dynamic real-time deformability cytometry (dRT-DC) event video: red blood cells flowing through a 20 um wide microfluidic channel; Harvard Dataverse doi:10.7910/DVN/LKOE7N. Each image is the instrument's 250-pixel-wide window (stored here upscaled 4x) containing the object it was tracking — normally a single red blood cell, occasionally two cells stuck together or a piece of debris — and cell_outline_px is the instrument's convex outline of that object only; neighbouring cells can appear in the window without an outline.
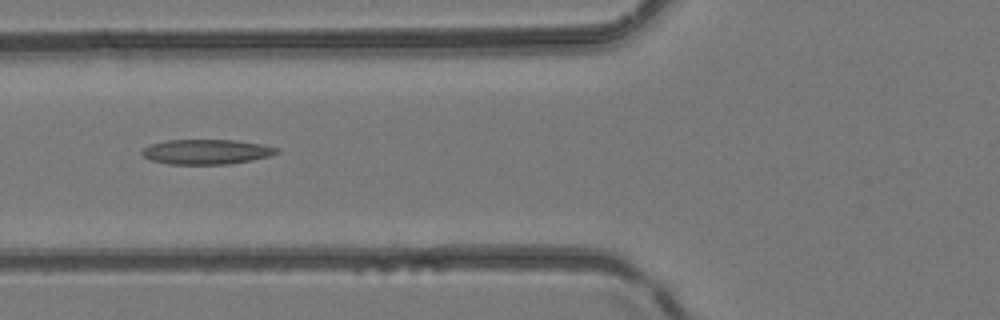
{"species": "common noctule bat (a hibernating species)", "species_latin": "Nyctalus noctula", "temperature_condition": "room temperature", "stored_images_in_passage": 4, "camera_frame_rate_fps": 3000, "um_per_image_px": 0.085, "animal": {"sex": "female", "body_mass_g": 24.6, "forearm_length_mm": 56.2}, "frame": {"image": 1, "passage_image": 4, "time_ms": 1.0, "image_size_px": [1000, 320], "cell_outline_px": [[280, 152], [268, 156], [252, 160], [228, 164], [168, 164], [152, 160], [144, 156], [140, 152], [144, 148], [152, 144], [168, 140], [236, 140], [260, 144], [280, 148]], "centroid_in_image_um": [17.57, 12.9], "position_along_channel_um": 108.2, "area_um2": 19.42}}